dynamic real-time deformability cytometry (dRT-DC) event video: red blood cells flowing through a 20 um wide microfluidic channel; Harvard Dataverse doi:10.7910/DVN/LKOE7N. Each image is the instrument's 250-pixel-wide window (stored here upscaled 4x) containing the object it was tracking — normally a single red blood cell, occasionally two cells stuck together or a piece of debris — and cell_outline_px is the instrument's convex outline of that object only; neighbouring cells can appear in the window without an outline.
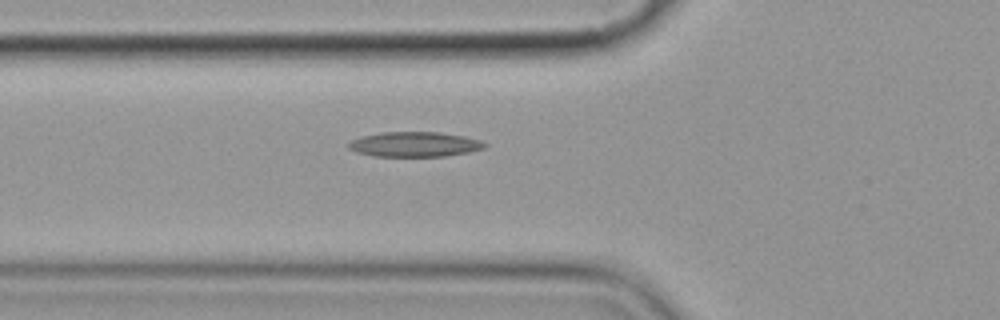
{"species": "common noctule bat (a hibernating species)", "species_latin": "Nyctalus noctula", "temperature_condition": "cold", "stored_images_in_passage": 3, "camera_frame_rate_fps": 3000, "um_per_image_px": 0.085, "animal": {"sex": "female", "body_mass_g": 19.9}, "frame": {"image": 1, "passage_image": 3, "time_ms": 2.333, "image_size_px": [1000, 320], "cell_outline_px": [[488, 144], [484, 148], [468, 152], [444, 156], [372, 156], [356, 152], [348, 148], [348, 144], [352, 140], [360, 136], [380, 132], [440, 132], [464, 136], [480, 140]], "centroid_in_image_um": [35.22, 12.26], "position_along_channel_um": 90.6, "area_um2": 19.83}}